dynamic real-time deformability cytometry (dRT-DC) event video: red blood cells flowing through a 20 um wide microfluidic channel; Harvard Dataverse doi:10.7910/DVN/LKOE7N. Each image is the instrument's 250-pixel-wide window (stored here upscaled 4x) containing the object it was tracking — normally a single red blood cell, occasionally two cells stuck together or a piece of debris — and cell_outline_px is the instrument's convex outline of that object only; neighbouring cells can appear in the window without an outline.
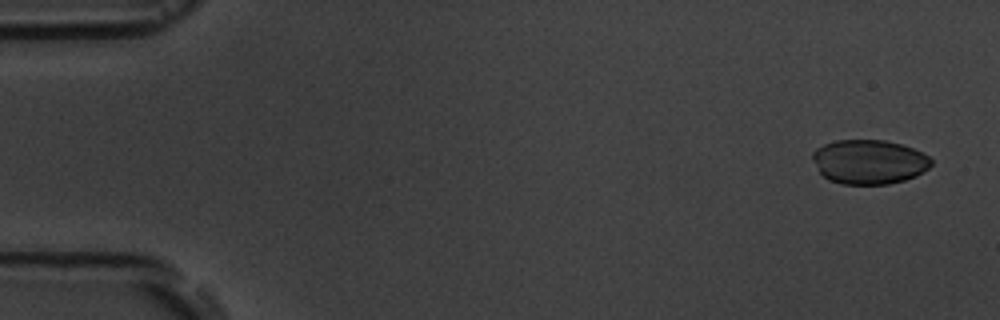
{"species": "common noctule bat (a hibernating species)", "species_latin": "Nyctalus noctula", "temperature_condition": "room temperature", "stored_images_in_passage": 5, "camera_frame_rate_fps": 3000, "um_per_image_px": 0.085, "animal": {"sex": "male", "body_mass_g": 19.5, "forearm_length_mm": 54.6}, "frame": {"image": 1, "passage_image": 1, "time_ms": 0.0, "image_size_px": [1000, 320], "cell_outline_px": [[932, 164], [928, 168], [916, 176], [904, 180], [888, 184], [840, 184], [828, 180], [820, 172], [812, 160], [812, 152], [816, 148], [824, 144], [836, 140], [884, 140], [900, 144], [912, 148], [928, 156], [932, 160]], "centroid_in_image_um": [73.84, 13.76], "position_along_channel_um": 11.2, "area_um2": 30.69}}